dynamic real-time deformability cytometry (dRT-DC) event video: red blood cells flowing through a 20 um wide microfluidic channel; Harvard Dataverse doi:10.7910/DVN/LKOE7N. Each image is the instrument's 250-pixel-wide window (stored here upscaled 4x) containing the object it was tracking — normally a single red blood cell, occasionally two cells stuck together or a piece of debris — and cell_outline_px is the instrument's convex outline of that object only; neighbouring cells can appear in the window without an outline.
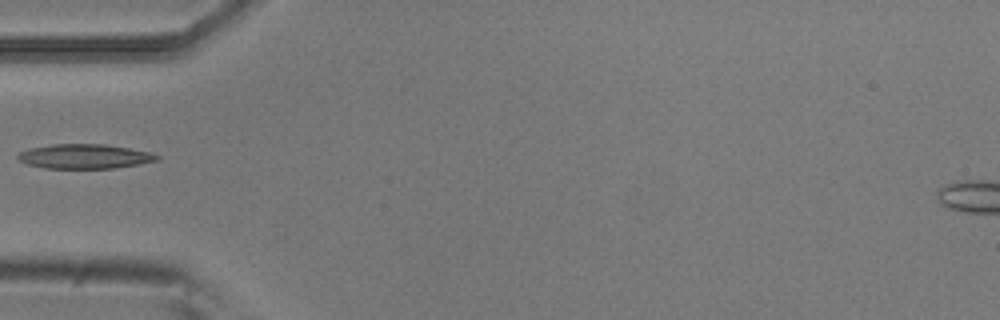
{"species": "common noctule bat (a hibernating species)", "species_latin": "Nyctalus noctula", "temperature_condition": "room temperature", "stored_images_in_passage": 2, "camera_frame_rate_fps": 3000, "um_per_image_px": 0.085, "animal": {"sex": "male", "body_mass_g": 20.5, "forearm_length_mm": 52.5}, "frame": {"image": 1, "passage_image": 1, "time_ms": 0.0, "image_size_px": [1000, 320], "cell_outline_px": [[160, 160], [140, 164], [116, 168], [44, 168], [28, 164], [20, 160], [16, 156], [20, 152], [28, 148], [52, 144], [104, 144], [152, 152], [160, 156]], "centroid_in_image_um": [7.22, 13.29], "position_along_channel_um": 77.8, "area_um2": 19.94}}
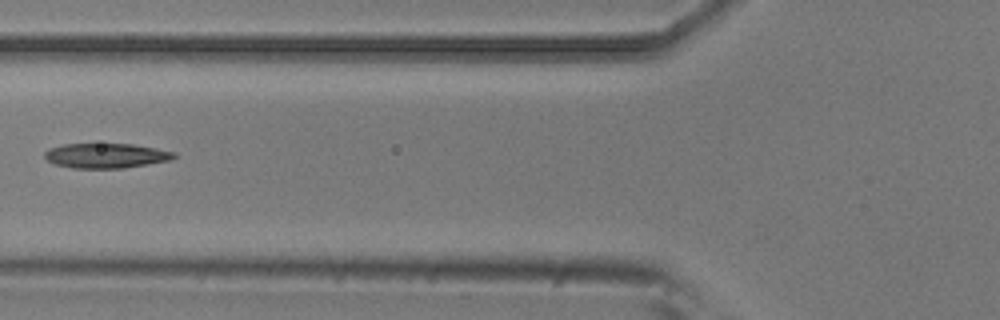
{"frame": {"image": 2, "passage_image": 2, "time_ms": 0.333, "image_size_px": [1000, 320], "cell_outline_px": [[176, 156], [172, 160], [124, 168], [72, 168], [56, 164], [48, 160], [44, 156], [44, 152], [48, 148], [64, 144], [132, 144], [176, 152]], "centroid_in_image_um": [9.02, 13.23], "position_along_channel_um": 116.8, "area_um2": 18.67}}